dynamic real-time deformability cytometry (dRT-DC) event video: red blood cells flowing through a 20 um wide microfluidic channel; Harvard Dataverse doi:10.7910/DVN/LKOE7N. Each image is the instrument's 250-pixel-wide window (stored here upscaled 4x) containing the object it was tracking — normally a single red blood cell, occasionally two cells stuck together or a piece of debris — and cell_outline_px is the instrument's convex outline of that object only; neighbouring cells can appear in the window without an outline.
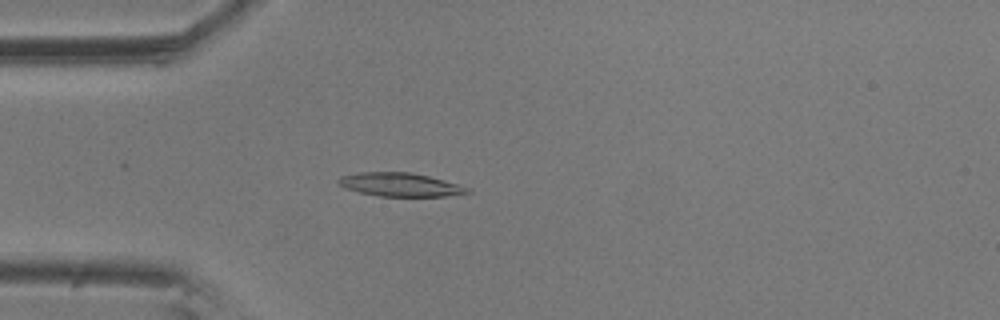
{"species": "common noctule bat (a hibernating species)", "species_latin": "Nyctalus noctula", "temperature_condition": "room temperature", "stored_images_in_passage": 45, "camera_frame_rate_fps": 3000, "um_per_image_px": 0.085, "animal": {"sex": "male", "body_mass_g": 20.5, "forearm_length_mm": 52.5}, "frame": {"image": 1, "passage_image": 15, "time_ms": 4.667, "image_size_px": [1000, 320], "cell_outline_px": [[472, 192], [444, 196], [380, 196], [360, 192], [344, 188], [336, 180], [340, 176], [360, 172], [412, 172], [444, 180], [472, 188]], "centroid_in_image_um": [34.03, 15.69], "position_along_channel_um": 51.0, "area_um2": 17.69}}
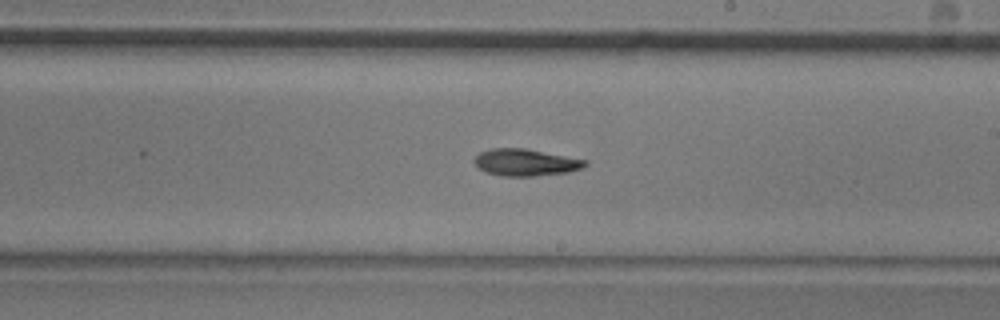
{"frame": {"image": 2, "passage_image": 32, "time_ms": 10.333, "image_size_px": [1000, 320], "cell_outline_px": [[588, 164], [584, 168], [568, 172], [532, 176], [500, 176], [484, 172], [476, 168], [472, 160], [480, 152], [492, 148], [524, 148], [588, 160]], "centroid_in_image_um": [44.64, 13.81], "position_along_channel_um": 244.4, "area_um2": 17.63}}
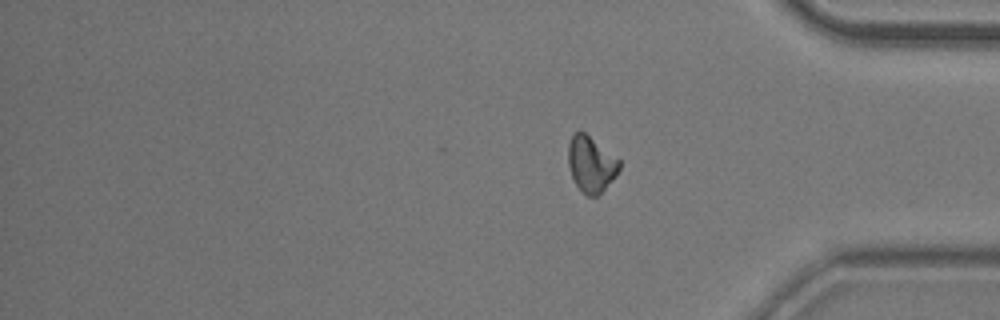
{"frame": {"image": 3, "passage_image": 45, "time_ms": 14.667, "image_size_px": [1000, 320], "cell_outline_px": [[620, 168], [616, 176], [596, 196], [588, 196], [576, 184], [572, 176], [568, 164], [568, 144], [572, 132], [580, 128], [620, 160]], "centroid_in_image_um": [50.22, 13.88], "position_along_channel_um": 385.0, "area_um2": 16.65}, "authors_computed_cell_mechanics": {"area_um2": 17.2244, "velocity_mm_per_s": 3.5592, "shape_relaxation_time_tau1_ms": 6.2458, "shape_relaxation_time_tau2_ms": null, "deformation_change_tau1": 0.1751, "deformation_change_tau2": null}}